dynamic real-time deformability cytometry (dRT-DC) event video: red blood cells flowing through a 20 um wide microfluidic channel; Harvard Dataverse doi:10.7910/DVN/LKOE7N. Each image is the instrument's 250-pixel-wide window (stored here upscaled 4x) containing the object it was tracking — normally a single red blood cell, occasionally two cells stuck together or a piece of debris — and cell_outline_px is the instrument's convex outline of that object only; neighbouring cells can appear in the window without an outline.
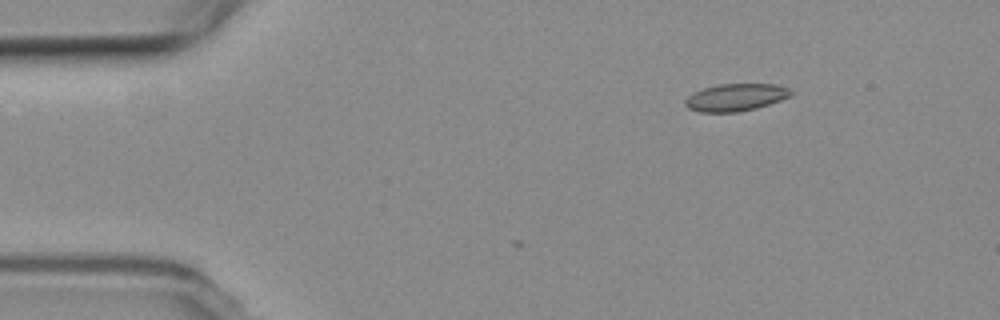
{"species": "common noctule bat (a hibernating species)", "species_latin": "Nyctalus noctula", "temperature_condition": "room temperature", "stored_images_in_passage": 3, "camera_frame_rate_fps": 3000, "um_per_image_px": 0.085, "animal": {"sex": "female", "body_mass_g": 19.3, "forearm_length_mm": 54.1}, "frame": {"image": 1, "passage_image": 1, "time_ms": 0.0, "image_size_px": [1000, 320], "cell_outline_px": [[792, 96], [756, 108], [740, 112], [700, 112], [688, 108], [684, 104], [684, 100], [692, 92], [704, 88], [720, 84], [776, 84], [788, 88], [792, 92]], "centroid_in_image_um": [62.51, 8.28], "position_along_channel_um": 22.5, "area_um2": 16.88}}